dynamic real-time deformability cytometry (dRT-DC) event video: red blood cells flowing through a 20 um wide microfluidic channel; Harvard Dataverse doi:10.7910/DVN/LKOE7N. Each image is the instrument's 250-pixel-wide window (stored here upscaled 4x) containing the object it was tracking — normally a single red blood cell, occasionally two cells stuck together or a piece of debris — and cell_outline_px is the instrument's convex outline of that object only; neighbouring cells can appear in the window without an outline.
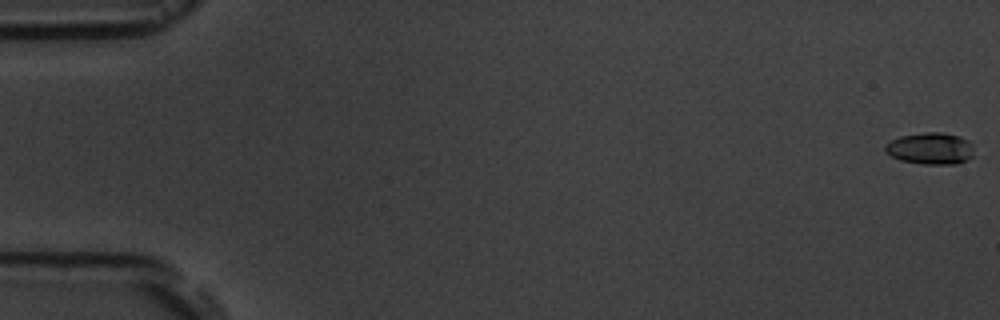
{"species": "common noctule bat (a hibernating species)", "species_latin": "Nyctalus noctula", "temperature_condition": "room temperature", "stored_images_in_passage": 6, "camera_frame_rate_fps": 3000, "um_per_image_px": 0.085, "animal": {"sex": "male", "body_mass_g": 19.5, "forearm_length_mm": 54.6}, "frame": {"image": 1, "passage_image": 1, "time_ms": 0.0, "image_size_px": [1000, 320], "cell_outline_px": [[972, 156], [968, 160], [956, 164], [924, 164], [900, 160], [884, 152], [884, 144], [900, 136], [924, 132], [944, 132], [960, 136], [968, 140], [972, 144]], "centroid_in_image_um": [79.08, 12.61], "position_along_channel_um": 5.9, "area_um2": 16.59}}
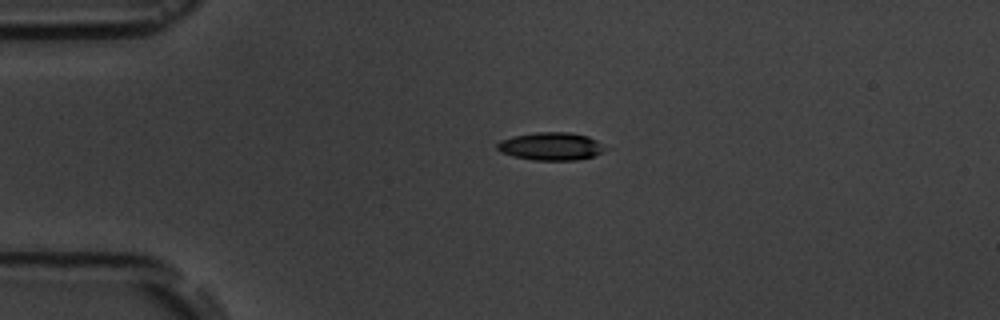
{"frame": {"image": 2, "passage_image": 5, "time_ms": 4.333, "image_size_px": [1000, 320], "cell_outline_px": [[612, 148], [604, 152], [592, 156], [576, 160], [532, 160], [512, 156], [500, 152], [496, 148], [496, 144], [500, 140], [512, 136], [536, 132], [568, 132], [588, 136]], "centroid_in_image_um": [46.86, 12.43], "position_along_channel_um": 38.1, "area_um2": 17.86}}